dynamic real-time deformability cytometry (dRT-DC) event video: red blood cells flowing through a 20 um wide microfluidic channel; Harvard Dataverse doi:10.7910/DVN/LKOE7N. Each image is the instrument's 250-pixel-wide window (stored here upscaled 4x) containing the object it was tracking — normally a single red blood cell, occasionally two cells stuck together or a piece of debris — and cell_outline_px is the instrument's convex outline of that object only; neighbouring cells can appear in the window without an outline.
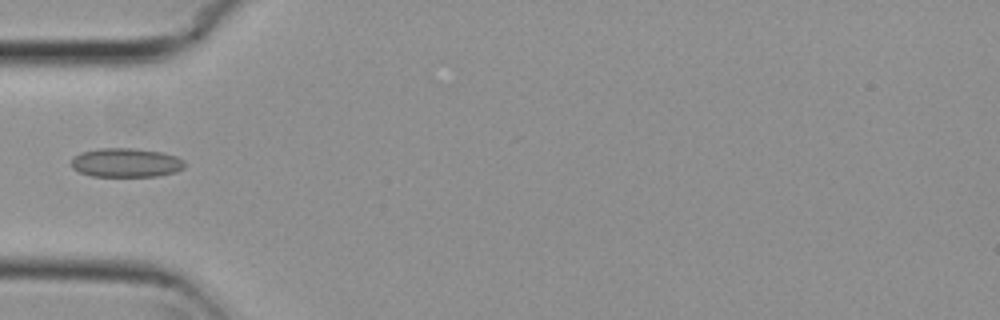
{"species": "common noctule bat (a hibernating species)", "species_latin": "Nyctalus noctula", "temperature_condition": "cold", "stored_images_in_passage": 32, "camera_frame_rate_fps": 3000, "um_per_image_px": 0.085, "animal": {"sex": "female", "body_mass_g": 29.2, "forearm_length_mm": 56.3}, "frame": {"image": 1, "passage_image": 1, "time_ms": 0.0, "image_size_px": [1000, 320], "cell_outline_px": [[184, 168], [176, 172], [156, 176], [92, 176], [80, 172], [72, 168], [72, 156], [80, 152], [100, 148], [136, 148], [164, 152], [176, 156], [184, 160]], "centroid_in_image_um": [10.72, 13.81], "position_along_channel_um": 74.3, "area_um2": 19.36}}
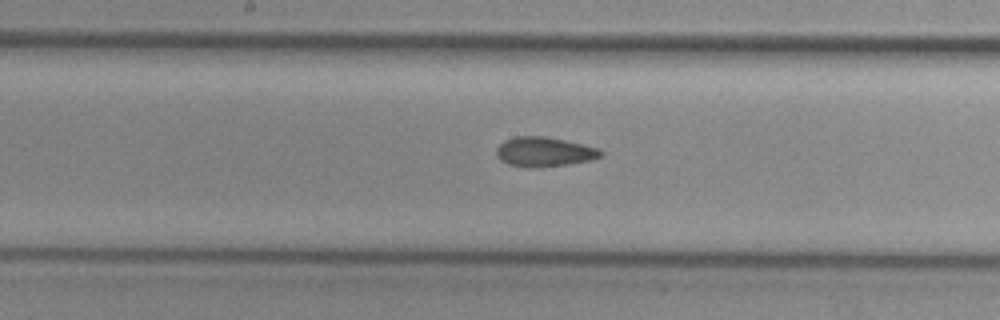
{"frame": {"image": 2, "passage_image": 11, "time_ms": 3.333, "image_size_px": [1000, 320], "cell_outline_px": [[604, 152], [600, 156], [592, 160], [568, 164], [536, 168], [528, 168], [508, 164], [500, 160], [496, 156], [496, 148], [504, 140], [516, 136], [544, 136], [564, 140], [596, 148]], "centroid_in_image_um": [46.21, 12.92], "position_along_channel_um": 202.0, "area_um2": 17.98}}
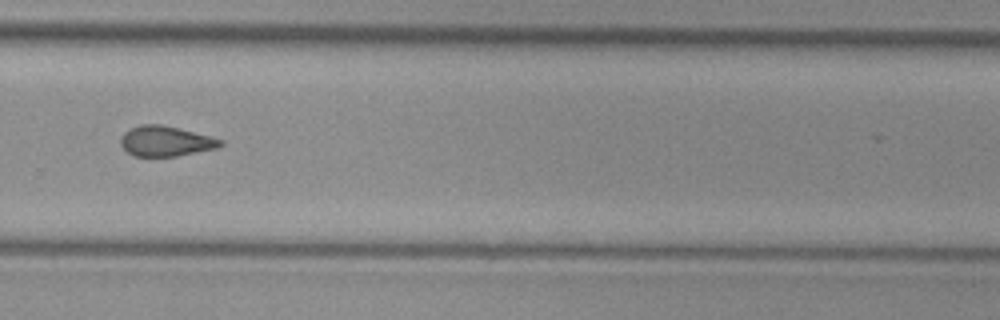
{"frame": {"image": 3, "passage_image": 20, "time_ms": 6.333, "image_size_px": [1000, 320], "cell_outline_px": [[224, 144], [220, 148], [176, 156], [132, 156], [120, 144], [120, 140], [124, 132], [140, 124], [160, 124], [180, 128], [224, 140]], "centroid_in_image_um": [14.12, 12.0], "position_along_channel_um": 315.7, "area_um2": 17.69}}